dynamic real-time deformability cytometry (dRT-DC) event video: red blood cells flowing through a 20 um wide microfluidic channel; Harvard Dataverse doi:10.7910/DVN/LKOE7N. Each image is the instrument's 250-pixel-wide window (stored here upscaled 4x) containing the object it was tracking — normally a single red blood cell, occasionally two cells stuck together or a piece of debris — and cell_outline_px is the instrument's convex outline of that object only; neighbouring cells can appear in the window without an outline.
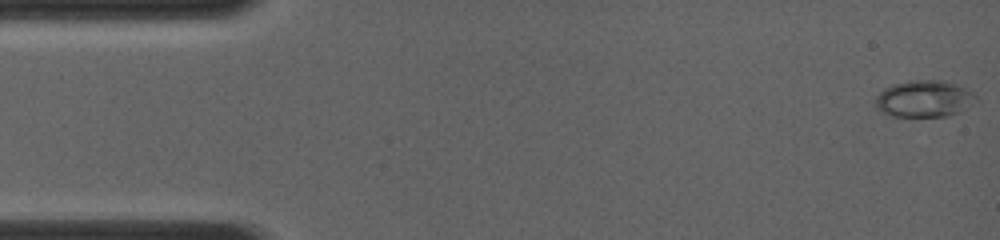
{"species": "common noctule bat (a hibernating species)", "species_latin": "Nyctalus noctula", "temperature_condition": "room temperature", "stored_images_in_passage": 46, "camera_frame_rate_fps": 4000, "um_per_image_px": 0.085, "animal": {"sex": "female", "body_mass_g": 19.0, "forearm_length_mm": 56.7}, "frame": {"image": 1, "passage_image": 1, "time_ms": 0.0, "image_size_px": [1000, 240], "cell_outline_px": [[980, 100], [960, 112], [948, 116], [892, 116], [880, 112], [876, 108], [876, 96], [884, 88], [892, 84], [908, 80], [944, 80], [968, 88]], "centroid_in_image_um": [78.58, 8.39], "position_along_channel_um": 6.4, "area_um2": 21.91}}
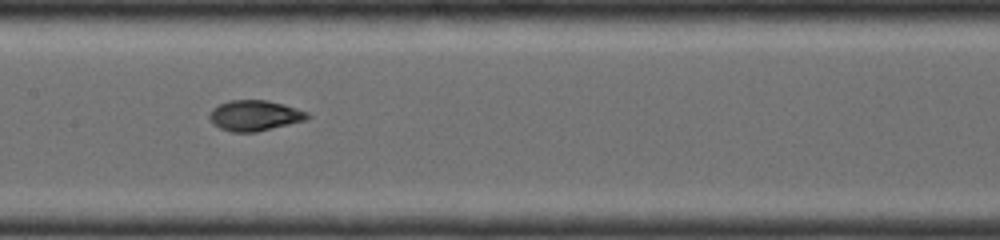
{"frame": {"image": 2, "passage_image": 31, "time_ms": 6.75, "image_size_px": [1000, 240], "cell_outline_px": [[312, 116], [304, 120], [256, 132], [232, 132], [220, 128], [212, 124], [208, 116], [212, 108], [228, 100], [268, 100], [284, 104], [308, 112]], "centroid_in_image_um": [21.62, 9.81], "position_along_channel_um": 185.8, "area_um2": 17.46}}
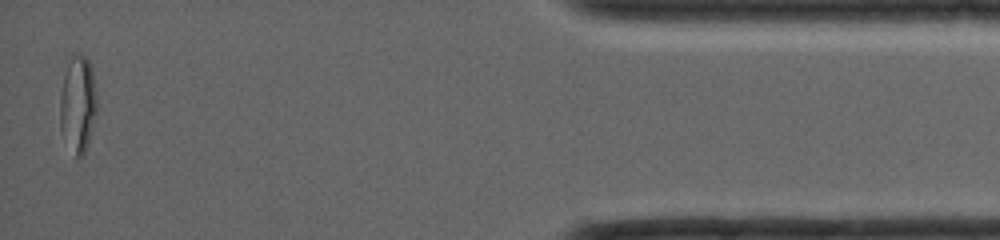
{"frame": {"image": 3, "passage_image": 46, "time_ms": 13.5, "image_size_px": [1000, 240], "cell_outline_px": [[96, 112], [88, 144], [84, 152], [80, 156], [76, 156], [60, 128], [60, 96], [64, 76], [68, 64], [72, 56], [76, 52], [80, 52], [88, 60], [92, 68], [96, 100]], "centroid_in_image_um": [6.62, 8.79], "position_along_channel_um": 428.6, "area_um2": 20.23}}